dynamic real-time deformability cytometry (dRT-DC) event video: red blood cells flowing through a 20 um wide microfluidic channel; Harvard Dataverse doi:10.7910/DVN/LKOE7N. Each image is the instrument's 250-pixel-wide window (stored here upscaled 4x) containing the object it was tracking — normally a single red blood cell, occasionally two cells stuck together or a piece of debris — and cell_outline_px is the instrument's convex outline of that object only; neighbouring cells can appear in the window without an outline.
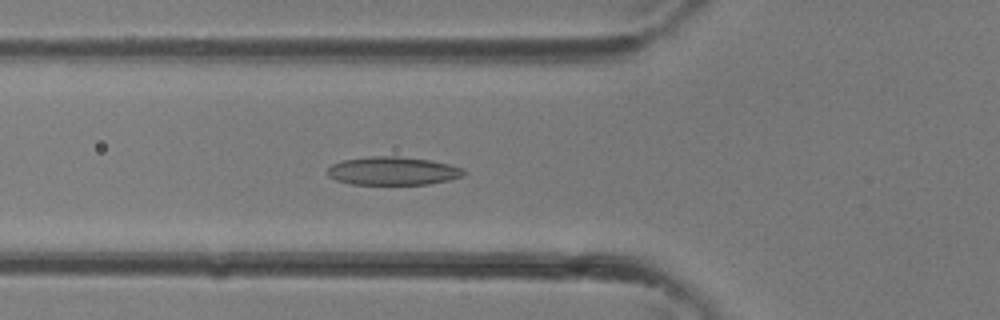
{"species": "common noctule bat (a hibernating species)", "species_latin": "Nyctalus noctula", "temperature_condition": "room temperature", "stored_images_in_passage": 34, "camera_frame_rate_fps": 3000, "um_per_image_px": 0.085, "animal": {"sex": "female"}, "frame": {"image": 1, "passage_image": 12, "time_ms": 3.667, "image_size_px": [1000, 320], "cell_outline_px": [[468, 172], [464, 176], [448, 180], [428, 184], [352, 184], [336, 180], [328, 176], [328, 168], [332, 164], [344, 160], [368, 156], [396, 156], [428, 160], [448, 164], [464, 168]], "centroid_in_image_um": [33.41, 14.53], "position_along_channel_um": 92.4, "area_um2": 22.43}}
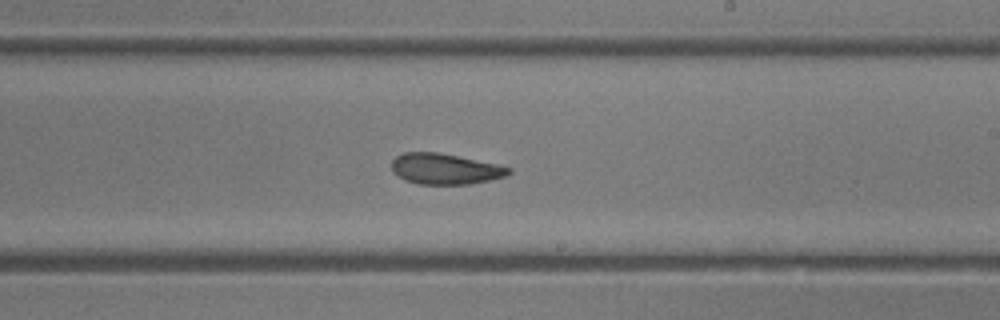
{"frame": {"image": 2, "passage_image": 20, "time_ms": 6.333, "image_size_px": [1000, 320], "cell_outline_px": [[512, 172], [504, 176], [488, 180], [468, 184], [416, 184], [404, 180], [392, 172], [392, 160], [396, 156], [404, 152], [436, 152], [500, 164], [512, 168]], "centroid_in_image_um": [37.81, 14.35], "position_along_channel_um": 251.2, "area_um2": 21.04}}
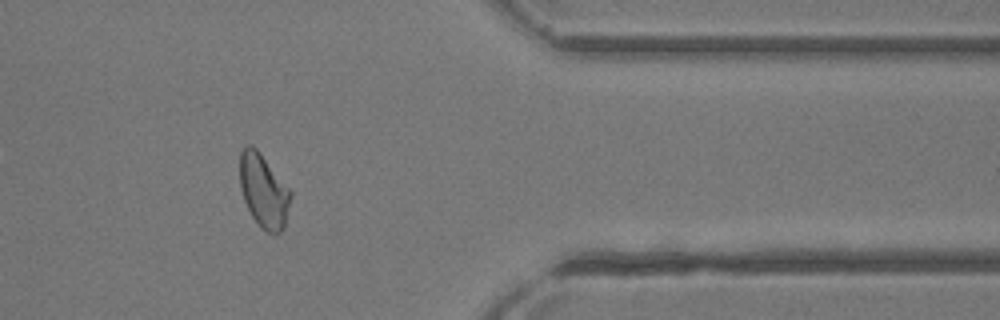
{"frame": {"image": 3, "passage_image": 28, "time_ms": 9.0, "image_size_px": [1000, 320], "cell_outline_px": [[292, 196], [284, 228], [276, 236], [260, 228], [252, 216], [244, 200], [240, 188], [240, 152], [248, 144], [252, 144], [260, 152], [292, 192]], "centroid_in_image_um": [22.42, 16.24], "position_along_channel_um": 389.0, "area_um2": 21.91}}